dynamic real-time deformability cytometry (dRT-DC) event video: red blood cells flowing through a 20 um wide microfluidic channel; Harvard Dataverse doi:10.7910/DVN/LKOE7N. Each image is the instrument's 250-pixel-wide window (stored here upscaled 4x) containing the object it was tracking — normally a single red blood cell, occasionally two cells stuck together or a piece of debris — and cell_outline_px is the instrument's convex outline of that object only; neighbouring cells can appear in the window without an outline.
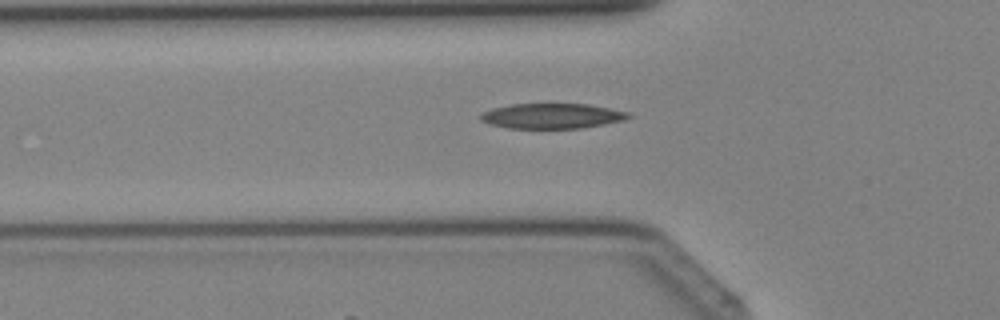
{"species": "Egyptian fruit bat (a non-hibernating species)", "species_latin": "Rousettus aegyptiacus", "temperature_condition": "cold", "stored_images_in_passage": 31, "camera_frame_rate_fps": 3000, "um_per_image_px": 0.085, "animal": {"sex": "female"}, "frame": {"image": 1, "passage_image": 5, "time_ms": 1.333, "image_size_px": [1000, 320], "cell_outline_px": [[632, 116], [624, 120], [584, 128], [508, 128], [488, 124], [480, 120], [480, 112], [492, 108], [508, 104], [588, 104], [632, 112]], "centroid_in_image_um": [46.91, 9.85], "position_along_channel_um": 78.9, "area_um2": 21.96}}
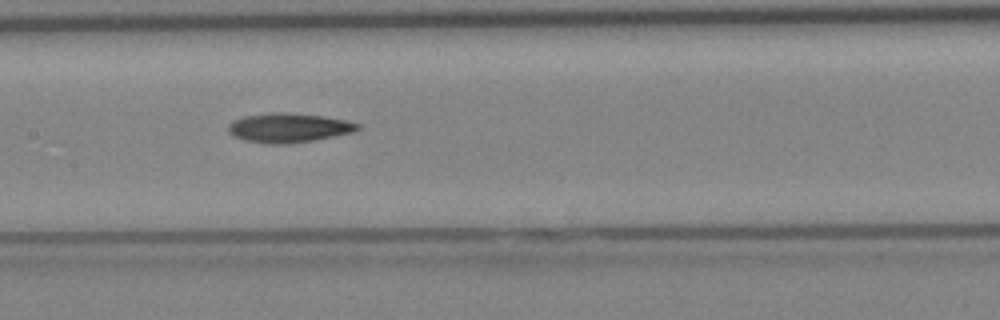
{"frame": {"image": 2, "passage_image": 11, "time_ms": 3.333, "image_size_px": [1000, 320], "cell_outline_px": [[360, 128], [352, 132], [312, 140], [284, 144], [272, 144], [244, 140], [232, 136], [228, 132], [228, 124], [232, 120], [244, 116], [276, 112], [284, 112], [324, 116], [344, 120], [360, 124]], "centroid_in_image_um": [24.48, 10.85], "position_along_channel_um": 182.9, "area_um2": 21.91}}
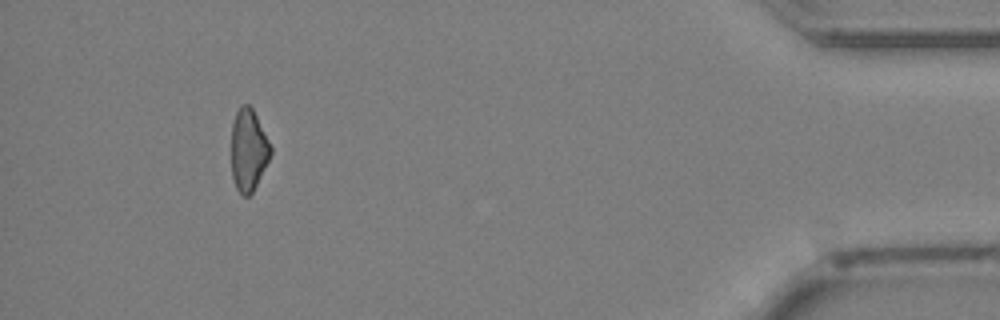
{"frame": {"image": 3, "passage_image": 28, "time_ms": 9.0, "image_size_px": [1000, 320], "cell_outline_px": [[272, 152], [252, 192], [248, 196], [244, 196], [236, 188], [232, 176], [232, 124], [236, 112], [240, 104], [248, 104], [252, 108], [272, 148]], "centroid_in_image_um": [21.1, 12.73], "position_along_channel_um": 414.1, "area_um2": 18.38}}